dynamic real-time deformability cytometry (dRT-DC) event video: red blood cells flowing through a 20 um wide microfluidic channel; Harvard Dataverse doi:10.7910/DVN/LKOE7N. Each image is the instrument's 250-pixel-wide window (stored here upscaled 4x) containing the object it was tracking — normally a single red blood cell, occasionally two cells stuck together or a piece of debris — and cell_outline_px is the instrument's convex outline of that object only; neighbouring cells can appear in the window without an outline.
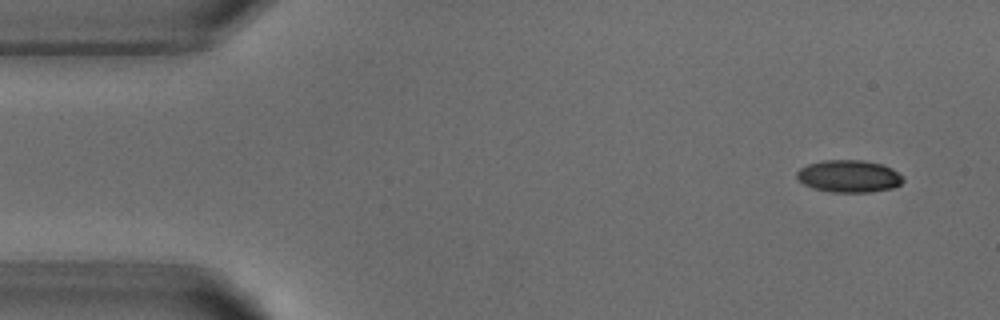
{"species": "common noctule bat (a hibernating species)", "species_latin": "Nyctalus noctula", "temperature_condition": "warm", "stored_images_in_passage": 4, "camera_frame_rate_fps": 3000, "um_per_image_px": 0.085, "animal": {"sex": "male", "body_mass_g": 18.8}, "frame": {"image": 1, "passage_image": 1, "time_ms": 0.0, "image_size_px": [1000, 320], "cell_outline_px": [[904, 180], [900, 184], [892, 188], [872, 192], [832, 192], [812, 188], [796, 180], [796, 172], [800, 168], [808, 164], [824, 160], [864, 160], [884, 164], [892, 168], [904, 176]], "centroid_in_image_um": [72.16, 14.97], "position_along_channel_um": 12.8, "area_um2": 20.29}}
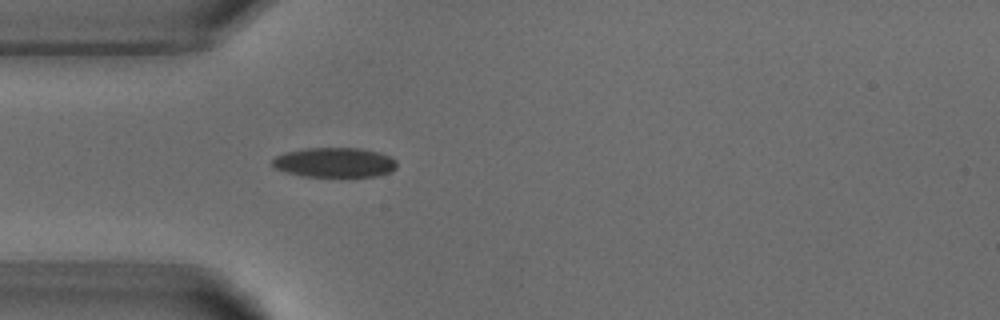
{"frame": {"image": 2, "passage_image": 4, "time_ms": 3.667, "image_size_px": [1000, 320], "cell_outline_px": [[396, 168], [392, 172], [376, 176], [340, 180], [300, 176], [276, 168], [272, 164], [272, 160], [276, 156], [284, 152], [304, 148], [360, 148], [376, 152], [388, 156], [396, 160]], "centroid_in_image_um": [28.45, 13.87], "position_along_channel_um": 56.6, "area_um2": 22.54}}